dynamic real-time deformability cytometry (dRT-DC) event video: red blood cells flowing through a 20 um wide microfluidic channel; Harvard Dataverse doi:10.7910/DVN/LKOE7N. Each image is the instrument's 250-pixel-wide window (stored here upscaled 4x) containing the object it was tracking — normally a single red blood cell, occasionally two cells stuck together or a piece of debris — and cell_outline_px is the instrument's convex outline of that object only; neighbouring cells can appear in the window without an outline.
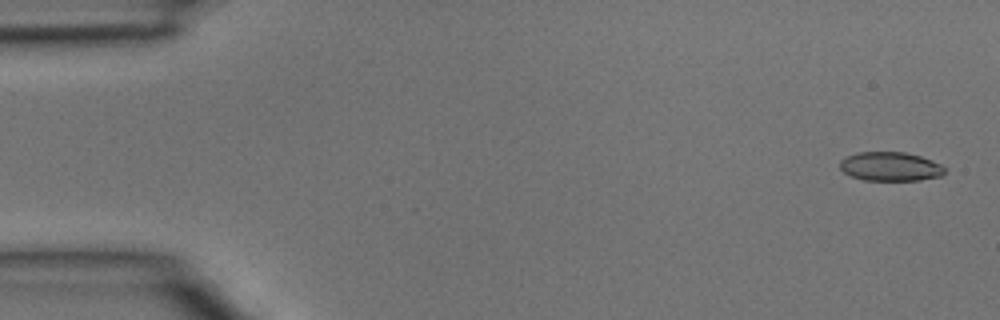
{"species": "common noctule bat (a hibernating species)", "species_latin": "Nyctalus noctula", "temperature_condition": "room temperature", "stored_images_in_passage": 4, "camera_frame_rate_fps": 3000, "um_per_image_px": 0.085, "animal": {"sex": "male", "body_mass_g": 15.6}, "frame": {"image": 1, "passage_image": 1, "time_ms": 0.0, "image_size_px": [1000, 320], "cell_outline_px": [[944, 172], [940, 176], [920, 180], [864, 180], [852, 176], [844, 172], [840, 168], [840, 160], [848, 156], [860, 152], [904, 152], [920, 156], [932, 160], [940, 164], [944, 168]], "centroid_in_image_um": [75.67, 14.15], "position_along_channel_um": 9.3, "area_um2": 17.51}}
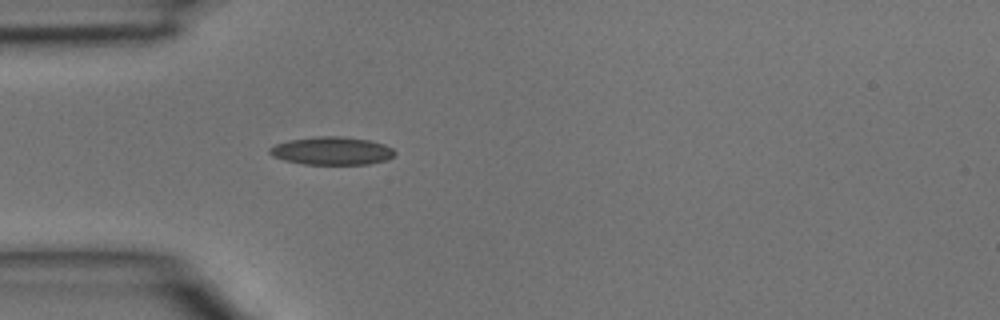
{"frame": {"image": 2, "passage_image": 4, "time_ms": 1.0, "image_size_px": [1000, 320], "cell_outline_px": [[396, 152], [388, 160], [368, 164], [304, 164], [284, 160], [272, 156], [268, 152], [268, 148], [276, 144], [288, 140], [316, 136], [340, 136], [368, 140], [384, 144], [392, 148]], "centroid_in_image_um": [28.19, 12.82], "position_along_channel_um": 56.8, "area_um2": 20.46}}